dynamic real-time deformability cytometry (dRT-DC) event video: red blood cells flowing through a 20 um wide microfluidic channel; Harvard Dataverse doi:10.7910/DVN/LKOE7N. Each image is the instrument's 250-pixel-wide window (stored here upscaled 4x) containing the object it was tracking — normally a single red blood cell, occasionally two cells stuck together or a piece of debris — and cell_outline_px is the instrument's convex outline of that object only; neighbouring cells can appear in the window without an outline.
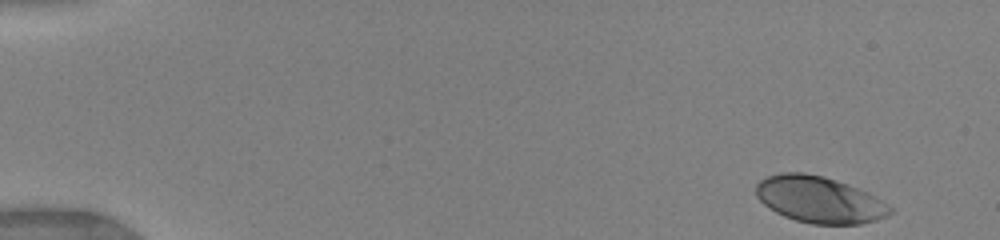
{"species": "human", "species_latin": "Homo sapiens", "temperature_condition": "warm", "stored_images_in_passage": 25, "camera_frame_rate_fps": 3000, "um_per_image_px": 0.085, "donor": {"sex": "female"}, "frame": {"image": 1, "passage_image": 1, "time_ms": 0.0, "image_size_px": [1000, 240], "cell_outline_px": [[892, 212], [888, 216], [876, 220], [860, 224], [812, 224], [796, 220], [784, 216], [768, 208], [756, 196], [756, 184], [760, 180], [768, 176], [780, 172], [804, 172], [824, 176], [848, 184], [868, 192], [892, 208]], "centroid_in_image_um": [69.63, 16.96], "position_along_channel_um": 15.4, "area_um2": 36.36}}
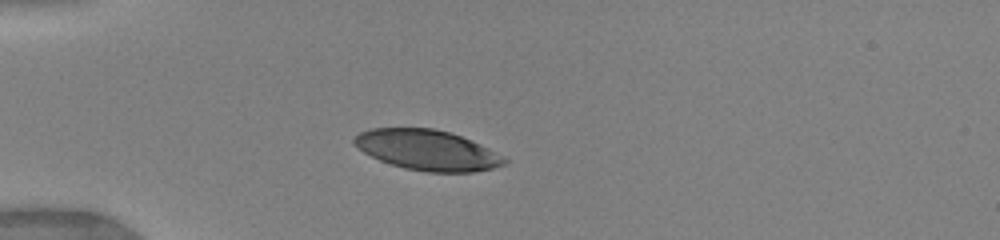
{"frame": {"image": 2, "passage_image": 16, "time_ms": 3.667, "image_size_px": [1000, 240], "cell_outline_px": [[508, 164], [492, 168], [472, 172], [428, 172], [404, 168], [380, 160], [364, 152], [352, 144], [352, 140], [360, 132], [372, 128], [432, 128], [448, 132], [460, 136], [480, 144], [504, 156], [508, 160]], "centroid_in_image_um": [36.33, 12.76], "position_along_channel_um": 48.7, "area_um2": 35.14}}